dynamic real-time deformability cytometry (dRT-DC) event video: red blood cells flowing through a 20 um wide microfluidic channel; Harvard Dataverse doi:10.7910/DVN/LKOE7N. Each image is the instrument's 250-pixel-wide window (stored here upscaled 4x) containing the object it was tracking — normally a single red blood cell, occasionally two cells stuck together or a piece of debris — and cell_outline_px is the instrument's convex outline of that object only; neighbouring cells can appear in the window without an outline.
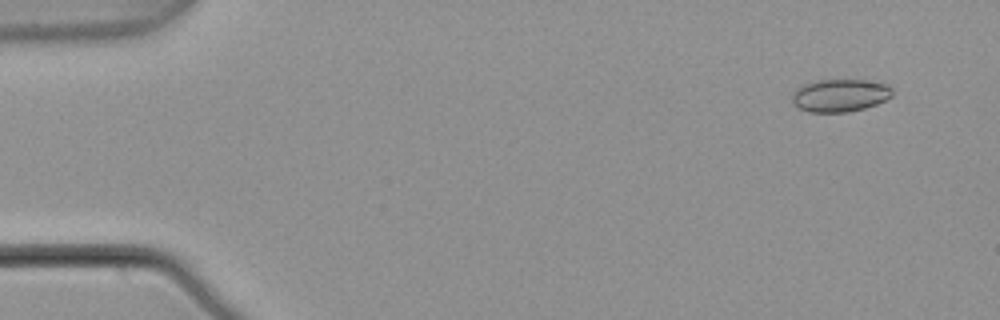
{"species": "common noctule bat (a hibernating species)", "species_latin": "Nyctalus noctula", "temperature_condition": "warm", "stored_images_in_passage": 4, "camera_frame_rate_fps": 3000, "um_per_image_px": 0.085, "animal": {"sex": "male", "body_mass_g": 21.5, "forearm_length_mm": 52.0}, "frame": {"image": 1, "passage_image": 1, "time_ms": 0.0, "image_size_px": [1000, 320], "cell_outline_px": [[892, 96], [876, 104], [864, 108], [848, 112], [808, 112], [792, 104], [792, 96], [796, 88], [804, 84], [820, 80], [864, 80], [888, 84], [892, 88]], "centroid_in_image_um": [71.39, 8.11], "position_along_channel_um": 13.6, "area_um2": 19.07}}
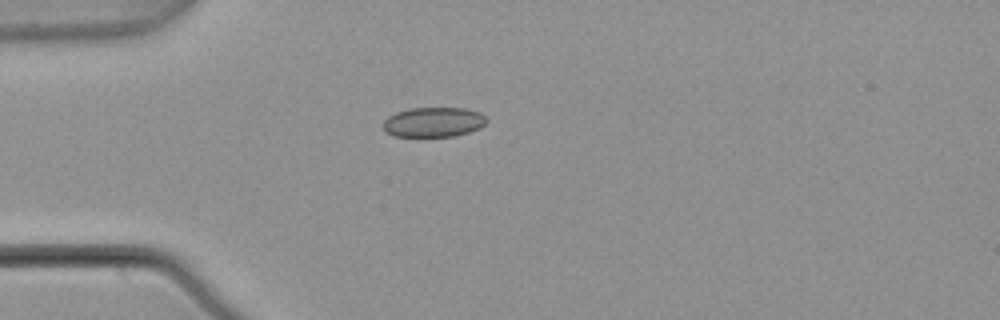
{"frame": {"image": 2, "passage_image": 4, "time_ms": 1.0, "image_size_px": [1000, 320], "cell_outline_px": [[488, 120], [480, 128], [468, 132], [452, 136], [392, 136], [384, 132], [384, 120], [388, 116], [396, 112], [408, 108], [464, 108], [480, 112]], "centroid_in_image_um": [36.83, 10.37], "position_along_channel_um": 48.2, "area_um2": 17.98}}